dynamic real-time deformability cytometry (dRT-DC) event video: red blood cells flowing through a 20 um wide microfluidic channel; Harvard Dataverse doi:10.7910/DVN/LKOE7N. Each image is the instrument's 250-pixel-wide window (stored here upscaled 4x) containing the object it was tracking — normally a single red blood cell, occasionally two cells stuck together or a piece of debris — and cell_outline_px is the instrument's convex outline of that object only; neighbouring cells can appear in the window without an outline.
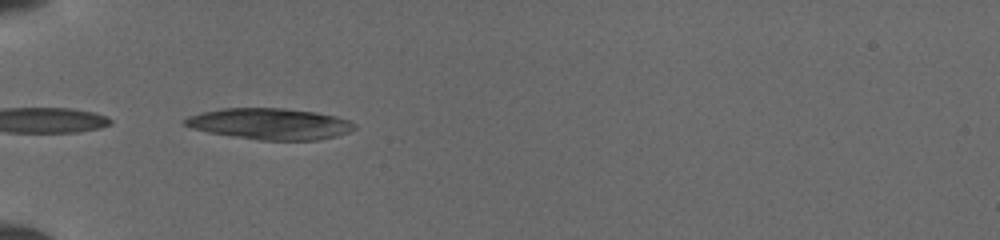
{"species": "common noctule bat (a hibernating species)", "species_latin": "Nyctalus noctula", "temperature_condition": "cold", "stored_images_in_passage": 7, "camera_frame_rate_fps": 3000, "um_per_image_px": 0.085, "animal": {"sex": "female", "body_mass_g": 19.5, "forearm_length_mm": 54.1}, "frame": {"image": 1, "passage_image": 1, "time_ms": 0.0, "image_size_px": [1000, 240], "cell_outline_px": [[356, 128], [348, 132], [336, 136], [316, 140], [260, 140], [208, 132], [192, 128], [184, 124], [184, 120], [188, 116], [200, 112], [224, 108], [284, 108], [316, 112], [336, 116], [348, 120], [356, 124]], "centroid_in_image_um": [22.96, 10.52], "position_along_channel_um": 62.0, "area_um2": 30.75}}
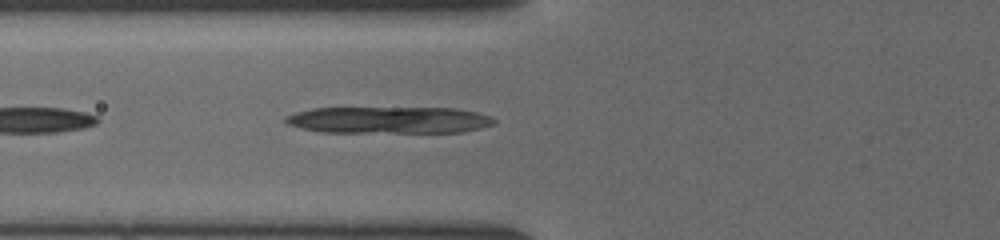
{"frame": {"image": 2, "passage_image": 4, "time_ms": 1.0, "image_size_px": [1000, 240], "cell_outline_px": [[496, 124], [464, 132], [324, 132], [304, 128], [288, 124], [284, 120], [284, 116], [296, 112], [312, 108], [456, 108], [476, 112], [488, 116], [496, 120]], "centroid_in_image_um": [33.08, 10.2], "position_along_channel_um": 92.7, "area_um2": 32.43}}